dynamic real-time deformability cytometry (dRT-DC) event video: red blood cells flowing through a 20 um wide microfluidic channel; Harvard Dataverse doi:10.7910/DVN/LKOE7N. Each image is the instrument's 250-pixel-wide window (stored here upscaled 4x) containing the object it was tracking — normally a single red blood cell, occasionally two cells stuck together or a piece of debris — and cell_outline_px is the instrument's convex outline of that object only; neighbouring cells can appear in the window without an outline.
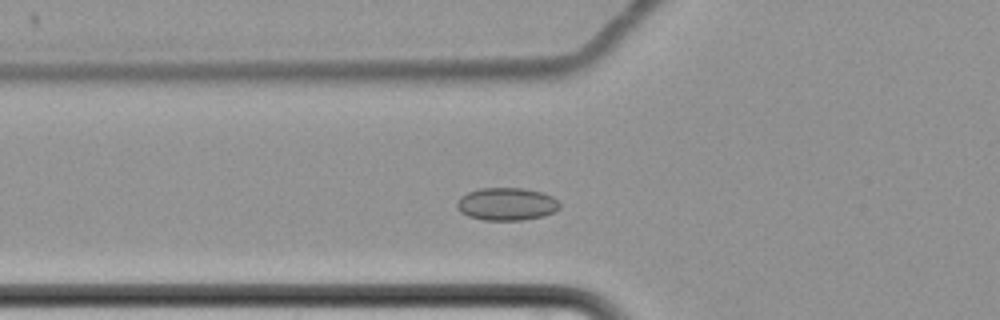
{"species": "common noctule bat (a hibernating species)", "species_latin": "Nyctalus noctula", "temperature_condition": "cold", "stored_images_in_passage": 4, "camera_frame_rate_fps": 3000, "um_per_image_px": 0.085, "animal": {"sex": "female", "body_mass_g": 22.7, "forearm_length_mm": 54.2}, "frame": {"image": 1, "passage_image": 4, "time_ms": 3.667, "image_size_px": [1000, 320], "cell_outline_px": [[560, 208], [544, 216], [524, 220], [484, 220], [468, 216], [460, 212], [456, 208], [456, 200], [460, 196], [468, 192], [480, 188], [524, 188], [540, 192], [552, 196], [560, 204]], "centroid_in_image_um": [43.02, 17.34], "position_along_channel_um": 82.8, "area_um2": 19.71}}